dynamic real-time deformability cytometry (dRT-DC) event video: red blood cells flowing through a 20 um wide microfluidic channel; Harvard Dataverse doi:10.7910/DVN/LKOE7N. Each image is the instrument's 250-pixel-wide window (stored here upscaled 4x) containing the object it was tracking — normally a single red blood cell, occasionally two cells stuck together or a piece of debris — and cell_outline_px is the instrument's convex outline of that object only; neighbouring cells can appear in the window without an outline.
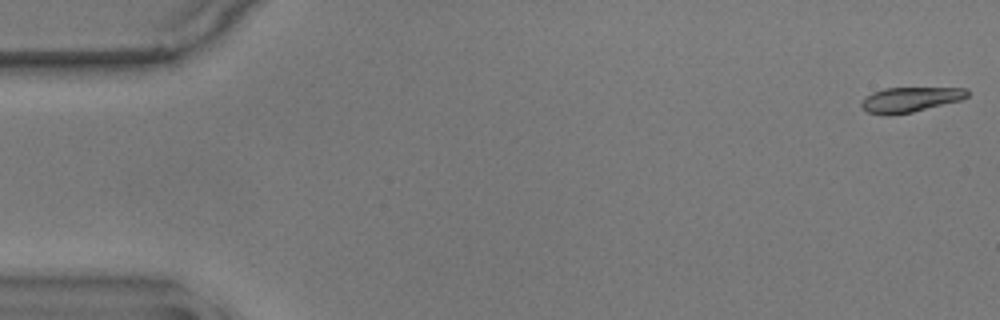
{"species": "common noctule bat (a hibernating species)", "species_latin": "Nyctalus noctula", "temperature_condition": "warm", "stored_images_in_passage": 21, "camera_frame_rate_fps": 3000, "um_per_image_px": 0.085, "animal": {"sex": "male", "body_mass_g": 17.9}, "frame": {"image": 1, "passage_image": 1, "time_ms": 0.0, "image_size_px": [1000, 320], "cell_outline_px": [[968, 96], [960, 100], [912, 112], [888, 116], [868, 112], [860, 104], [872, 92], [884, 88], [968, 88]], "centroid_in_image_um": [77.37, 8.46], "position_along_channel_um": 7.6, "area_um2": 15.2}}